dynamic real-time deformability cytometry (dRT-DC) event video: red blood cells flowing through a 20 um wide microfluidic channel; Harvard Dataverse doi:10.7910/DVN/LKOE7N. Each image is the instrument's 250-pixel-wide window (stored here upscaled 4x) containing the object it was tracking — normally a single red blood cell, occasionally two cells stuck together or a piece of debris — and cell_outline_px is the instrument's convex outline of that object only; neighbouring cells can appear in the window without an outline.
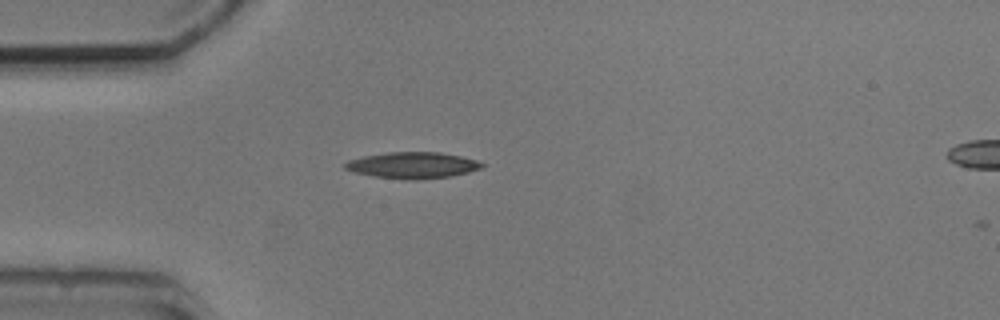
{"species": "common noctule bat (a hibernating species)", "species_latin": "Nyctalus noctula", "temperature_condition": "cold", "stored_images_in_passage": 2, "camera_frame_rate_fps": 3000, "um_per_image_px": 0.085, "animal": {"sex": "male", "body_mass_g": 20.5, "forearm_length_mm": 52.5}, "frame": {"image": 1, "passage_image": 1, "time_ms": 0.0, "image_size_px": [1000, 320], "cell_outline_px": [[484, 164], [480, 168], [468, 172], [452, 176], [416, 180], [404, 180], [372, 176], [352, 172], [344, 168], [344, 164], [348, 160], [364, 156], [388, 152], [440, 152], [460, 156], [476, 160]], "centroid_in_image_um": [35.03, 14.05], "position_along_channel_um": 50.0, "area_um2": 21.04}}